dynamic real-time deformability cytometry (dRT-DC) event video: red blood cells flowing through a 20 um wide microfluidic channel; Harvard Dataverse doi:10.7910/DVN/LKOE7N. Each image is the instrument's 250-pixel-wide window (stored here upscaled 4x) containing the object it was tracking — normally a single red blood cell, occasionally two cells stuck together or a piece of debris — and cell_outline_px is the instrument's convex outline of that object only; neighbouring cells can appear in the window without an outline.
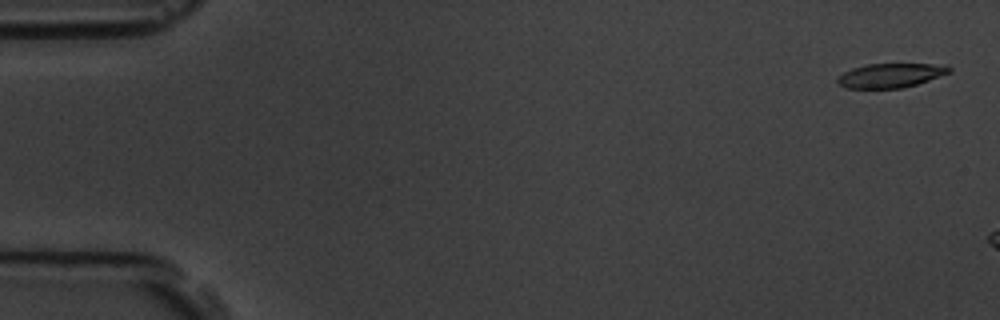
{"species": "common noctule bat (a hibernating species)", "species_latin": "Nyctalus noctula", "temperature_condition": "room temperature", "stored_images_in_passage": 3, "camera_frame_rate_fps": 3000, "um_per_image_px": 0.085, "animal": {"sex": "male", "body_mass_g": 19.5, "forearm_length_mm": 54.6}, "frame": {"image": 1, "passage_image": 1, "time_ms": 0.0, "image_size_px": [1000, 320], "cell_outline_px": [[952, 72], [904, 88], [844, 88], [836, 80], [844, 72], [852, 68], [868, 64], [948, 64], [952, 68]], "centroid_in_image_um": [75.75, 6.4], "position_along_channel_um": 9.3, "area_um2": 15.78}}